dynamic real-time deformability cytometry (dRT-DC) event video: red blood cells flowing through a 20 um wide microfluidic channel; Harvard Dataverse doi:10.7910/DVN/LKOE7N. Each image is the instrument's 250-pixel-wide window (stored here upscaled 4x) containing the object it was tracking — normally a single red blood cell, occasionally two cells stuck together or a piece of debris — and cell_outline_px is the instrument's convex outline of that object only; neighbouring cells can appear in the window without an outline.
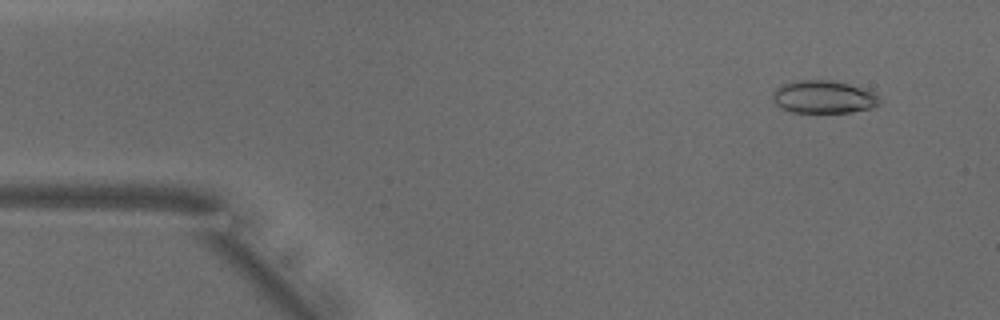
{"species": "common noctule bat (a hibernating species)", "species_latin": "Nyctalus noctula", "temperature_condition": "warm", "stored_images_in_passage": 40, "camera_frame_rate_fps": 3000, "um_per_image_px": 0.085, "animal": {"sex": "male", "body_mass_g": 18.8}, "frame": {"image": 1, "passage_image": 4, "time_ms": 1.0, "image_size_px": [1000, 320], "cell_outline_px": [[884, 100], [880, 104], [872, 108], [852, 112], [792, 112], [776, 104], [772, 100], [772, 92], [780, 84], [796, 80], [832, 80], [868, 88], [876, 92]], "centroid_in_image_um": [70.08, 8.22], "position_along_channel_um": 14.9, "area_um2": 20.98}}
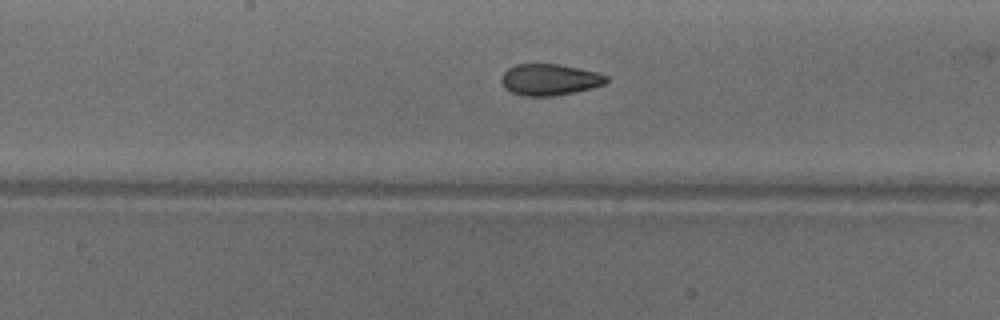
{"frame": {"image": 2, "passage_image": 25, "time_ms": 8.0, "image_size_px": [1000, 320], "cell_outline_px": [[608, 80], [604, 84], [592, 88], [552, 96], [524, 96], [512, 92], [504, 88], [500, 80], [504, 72], [508, 68], [516, 64], [556, 64], [580, 68], [596, 72], [608, 76]], "centroid_in_image_um": [46.7, 6.76], "position_along_channel_um": 201.5, "area_um2": 19.13}}
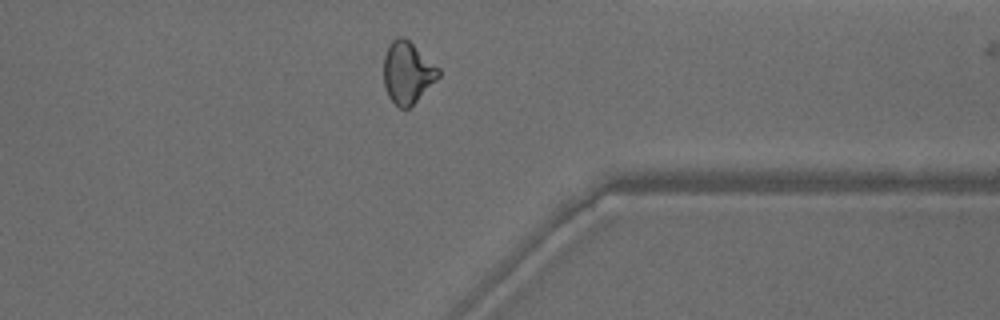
{"frame": {"image": 3, "passage_image": 39, "time_ms": 12.667, "image_size_px": [1000, 320], "cell_outline_px": [[440, 76], [408, 108], [400, 108], [388, 96], [384, 84], [384, 56], [388, 44], [396, 36], [404, 36], [440, 68]], "centroid_in_image_um": [34.62, 6.12], "position_along_channel_um": 376.8, "area_um2": 19.59}}